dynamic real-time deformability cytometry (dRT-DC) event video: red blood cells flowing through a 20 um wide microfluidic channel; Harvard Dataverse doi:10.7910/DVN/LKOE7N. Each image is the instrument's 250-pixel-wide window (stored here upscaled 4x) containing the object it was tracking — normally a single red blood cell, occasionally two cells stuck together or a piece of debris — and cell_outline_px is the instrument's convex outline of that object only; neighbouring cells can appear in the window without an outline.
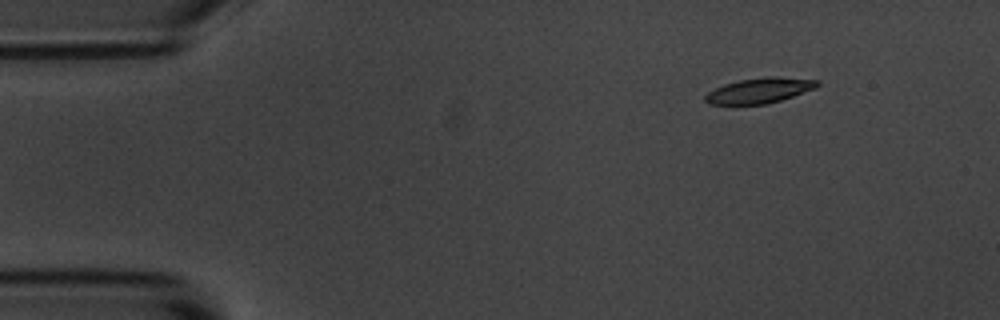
{"species": "common noctule bat (a hibernating species)", "species_latin": "Nyctalus noctula", "temperature_condition": "room temperature", "stored_images_in_passage": 13, "camera_frame_rate_fps": 3000, "um_per_image_px": 0.085, "animal": {"sex": "male", "body_mass_g": 20.1, "forearm_length_mm": 53.5}, "frame": {"image": 1, "passage_image": 1, "time_ms": 0.0, "image_size_px": [1000, 320], "cell_outline_px": [[820, 84], [816, 88], [768, 104], [708, 104], [704, 100], [704, 96], [708, 92], [724, 84], [740, 80], [768, 76], [776, 76], [820, 80]], "centroid_in_image_um": [64.57, 7.68], "position_along_channel_um": 20.4, "area_um2": 16.47}}
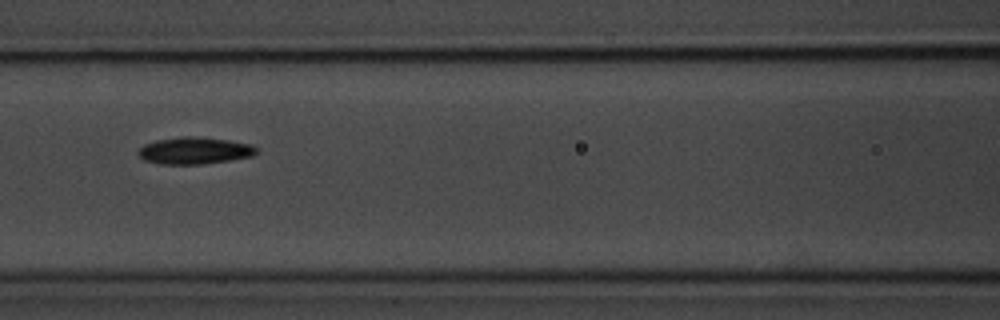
{"frame": {"image": 2, "passage_image": 5, "time_ms": 5.667, "image_size_px": [1000, 320], "cell_outline_px": [[256, 152], [252, 156], [228, 160], [200, 164], [160, 164], [144, 160], [136, 152], [144, 144], [156, 140], [180, 136], [192, 136], [228, 140], [252, 144], [256, 148]], "centroid_in_image_um": [16.49, 12.79], "position_along_channel_um": 150.1, "area_um2": 18.44}}
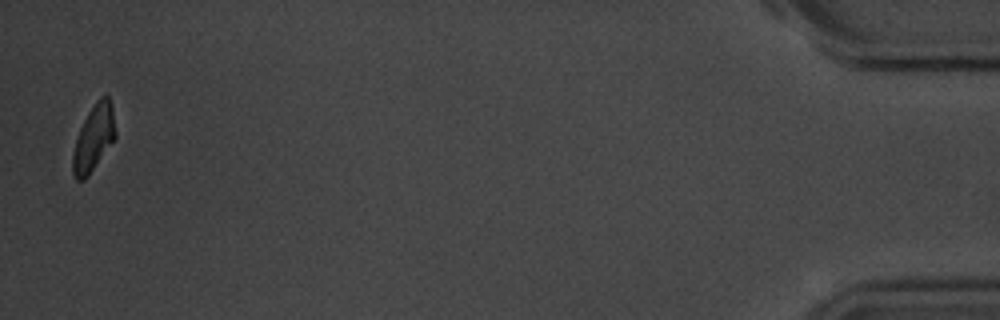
{"frame": {"image": 3, "passage_image": 13, "time_ms": 15.667, "image_size_px": [1000, 320], "cell_outline_px": [[116, 136], [88, 176], [84, 180], [76, 180], [72, 176], [72, 152], [80, 128], [88, 112], [96, 100], [100, 96], [108, 96], [112, 104], [116, 132]], "centroid_in_image_um": [7.95, 11.73], "position_along_channel_um": 427.3, "area_um2": 16.42}, "authors_computed_cell_mechanics": {"area_um2": 17.2244, "velocity_mm_per_s": 3.6918, "shape_relaxation_time_tau1_ms": 1.3261, "shape_relaxation_time_tau2_ms": null, "deformation_change_tau1": 0.1071, "deformation_change_tau2": null}}